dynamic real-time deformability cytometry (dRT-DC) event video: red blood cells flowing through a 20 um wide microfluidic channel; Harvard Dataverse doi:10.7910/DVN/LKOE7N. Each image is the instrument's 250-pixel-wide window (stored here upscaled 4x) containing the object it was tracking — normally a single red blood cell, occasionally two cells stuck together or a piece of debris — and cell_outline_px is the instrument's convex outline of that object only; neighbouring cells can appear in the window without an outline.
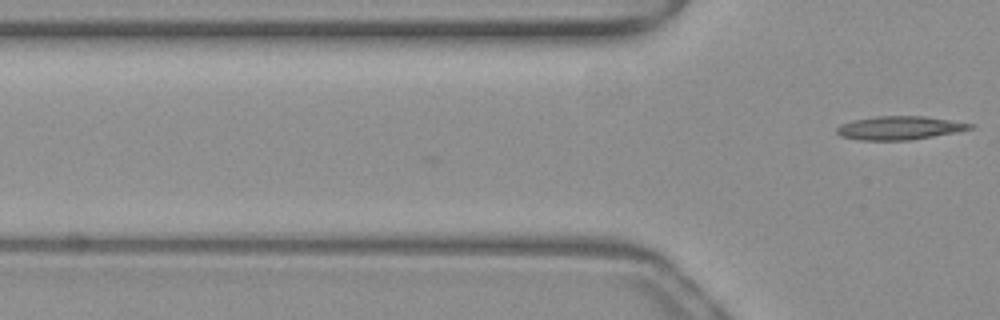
{"species": "common noctule bat (a hibernating species)", "species_latin": "Nyctalus noctula", "temperature_condition": "warm", "stored_images_in_passage": 2, "camera_frame_rate_fps": 3000, "um_per_image_px": 0.085, "animal": {"sex": "female", "body_mass_g": 19.3, "forearm_length_mm": 54.1}, "frame": {"image": 1, "passage_image": 2, "time_ms": 0.333, "image_size_px": [1000, 320], "cell_outline_px": [[972, 128], [956, 132], [908, 140], [860, 140], [840, 136], [836, 132], [836, 128], [840, 124], [852, 120], [876, 116], [924, 116], [972, 124]], "centroid_in_image_um": [76.37, 10.87], "position_along_channel_um": 49.4, "area_um2": 18.03}}